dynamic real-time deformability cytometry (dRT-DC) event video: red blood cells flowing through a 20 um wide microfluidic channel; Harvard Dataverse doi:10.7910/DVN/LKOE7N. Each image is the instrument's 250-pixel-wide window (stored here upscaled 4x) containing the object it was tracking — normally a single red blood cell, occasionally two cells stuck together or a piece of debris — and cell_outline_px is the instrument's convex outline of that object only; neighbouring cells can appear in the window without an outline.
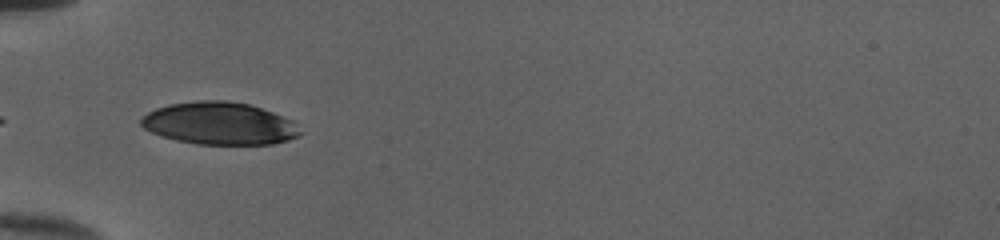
{"species": "human", "species_latin": "Homo sapiens", "temperature_condition": "cold", "stored_images_in_passage": 11, "camera_frame_rate_fps": 3000, "um_per_image_px": 0.085, "donor": {"sex": "female"}, "frame": {"image": 1, "passage_image": 1, "time_ms": 0.0, "image_size_px": [1000, 240], "cell_outline_px": [[304, 132], [300, 136], [288, 140], [272, 144], [196, 144], [176, 140], [160, 136], [144, 128], [140, 124], [140, 120], [148, 112], [156, 108], [168, 104], [196, 100], [224, 100], [248, 104], [272, 112], [292, 120]], "centroid_in_image_um": [18.66, 10.49], "position_along_channel_um": 66.3, "area_um2": 39.48}}
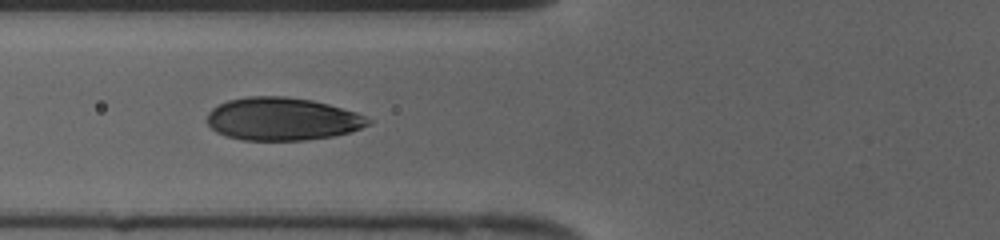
{"frame": {"image": 2, "passage_image": 4, "time_ms": 1.0, "image_size_px": [1000, 240], "cell_outline_px": [[372, 124], [348, 132], [332, 136], [304, 140], [244, 140], [228, 136], [216, 132], [208, 124], [208, 112], [212, 108], [228, 100], [248, 96], [284, 96], [312, 100], [328, 104], [356, 112], [372, 120]], "centroid_in_image_um": [24.0, 10.11], "position_along_channel_um": 101.8, "area_um2": 40.06}}